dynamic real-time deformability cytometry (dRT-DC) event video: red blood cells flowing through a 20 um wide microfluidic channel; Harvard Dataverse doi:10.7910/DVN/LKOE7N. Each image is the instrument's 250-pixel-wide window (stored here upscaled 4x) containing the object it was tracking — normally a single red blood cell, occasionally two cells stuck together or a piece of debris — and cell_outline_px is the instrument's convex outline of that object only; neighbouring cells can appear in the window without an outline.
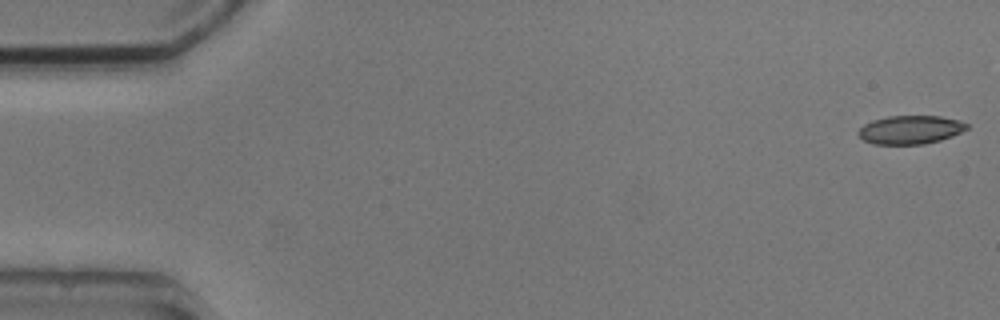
{"species": "common noctule bat (a hibernating species)", "species_latin": "Nyctalus noctula", "temperature_condition": "cold", "stored_images_in_passage": 4, "camera_frame_rate_fps": 3000, "um_per_image_px": 0.085, "animal": {"sex": "male", "body_mass_g": 20.5, "forearm_length_mm": 52.5}, "frame": {"image": 1, "passage_image": 1, "time_ms": 0.0, "image_size_px": [1000, 320], "cell_outline_px": [[968, 128], [952, 136], [940, 140], [924, 144], [872, 144], [864, 140], [856, 132], [864, 124], [872, 120], [888, 116], [940, 116], [960, 120], [968, 124]], "centroid_in_image_um": [77.37, 11.02], "position_along_channel_um": 7.6, "area_um2": 18.03}}